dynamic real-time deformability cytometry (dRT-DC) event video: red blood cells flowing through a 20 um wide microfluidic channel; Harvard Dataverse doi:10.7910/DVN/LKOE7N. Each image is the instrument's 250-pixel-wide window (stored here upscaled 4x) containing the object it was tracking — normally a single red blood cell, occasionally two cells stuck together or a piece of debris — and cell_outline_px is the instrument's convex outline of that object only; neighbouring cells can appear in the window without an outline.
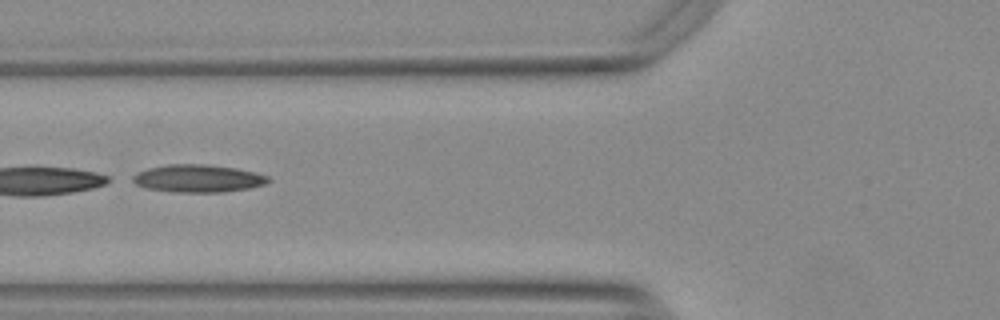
{"species": "Egyptian fruit bat (a non-hibernating species)", "species_latin": "Rousettus aegyptiacus", "temperature_condition": "warm", "stored_images_in_passage": 11, "camera_frame_rate_fps": 3000, "um_per_image_px": 0.085, "animal": {"sex": "female"}, "frame": {"image": 1, "passage_image": 7, "time_ms": 2.0, "image_size_px": [1000, 320], "cell_outline_px": [[272, 180], [264, 184], [248, 188], [220, 192], [172, 192], [148, 188], [136, 184], [132, 180], [132, 176], [136, 172], [148, 168], [168, 164], [204, 164], [236, 168], [268, 176]], "centroid_in_image_um": [16.8, 15.16], "position_along_channel_um": 109.0, "area_um2": 21.68}}